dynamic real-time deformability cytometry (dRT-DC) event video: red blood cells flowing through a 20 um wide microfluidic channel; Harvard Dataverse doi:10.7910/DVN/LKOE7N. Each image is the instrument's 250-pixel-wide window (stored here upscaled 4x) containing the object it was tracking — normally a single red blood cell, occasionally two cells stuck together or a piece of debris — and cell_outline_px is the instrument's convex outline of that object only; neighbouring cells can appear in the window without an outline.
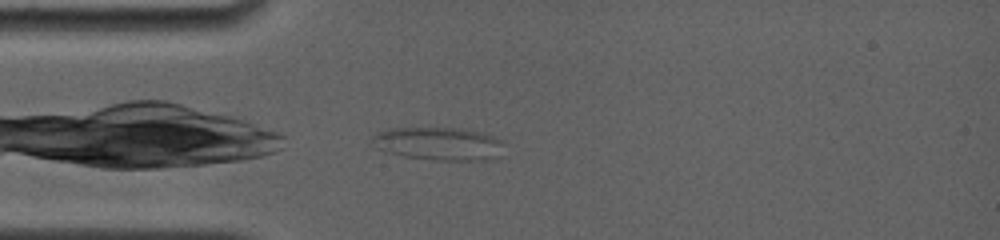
{"species": "common noctule bat (a hibernating species)", "species_latin": "Nyctalus noctula", "temperature_condition": "room temperature", "stored_images_in_passage": 1, "camera_frame_rate_fps": 4000, "um_per_image_px": 0.085, "animal": {"sex": "female", "body_mass_g": 19.0, "forearm_length_mm": 56.7}, "frame": {"image": 1, "passage_image": 1, "time_ms": 0.0, "image_size_px": [1000, 240], "cell_outline_px": [[504, 156], [488, 160], [436, 160], [404, 156], [388, 152], [376, 148], [372, 140], [372, 136], [388, 128], [460, 128], [484, 132], [504, 140]], "centroid_in_image_um": [37.41, 12.22], "position_along_channel_um": 47.6, "area_um2": 25.84}}